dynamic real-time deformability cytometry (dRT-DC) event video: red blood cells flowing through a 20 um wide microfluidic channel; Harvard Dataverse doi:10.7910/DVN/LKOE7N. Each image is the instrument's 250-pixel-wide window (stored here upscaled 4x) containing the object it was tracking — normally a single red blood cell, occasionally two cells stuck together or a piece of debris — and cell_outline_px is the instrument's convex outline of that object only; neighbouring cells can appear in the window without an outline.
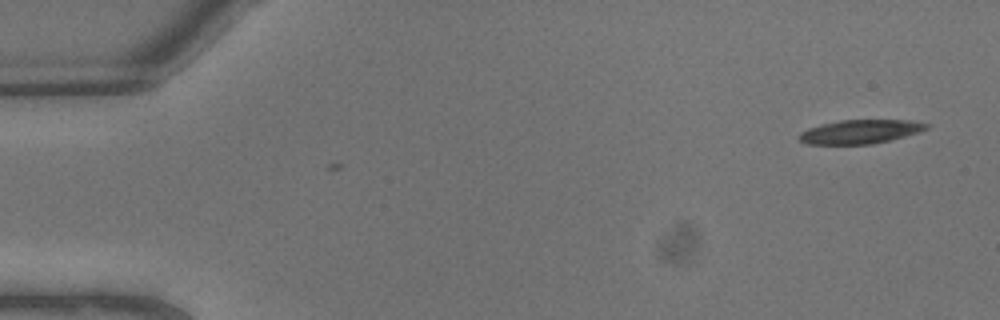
{"species": "common noctule bat (a hibernating species)", "species_latin": "Nyctalus noctula", "temperature_condition": "warm", "stored_images_in_passage": 3, "camera_frame_rate_fps": 3000, "um_per_image_px": 0.085, "animal": {"sex": "male", "body_mass_g": 13.3}, "frame": {"image": 1, "passage_image": 3, "time_ms": 0.667, "image_size_px": [1000, 320], "cell_outline_px": [[932, 124], [928, 128], [920, 132], [872, 144], [808, 144], [800, 140], [796, 136], [800, 132], [808, 128], [820, 124], [840, 120], [912, 120]], "centroid_in_image_um": [73.12, 11.18], "position_along_channel_um": 11.9, "area_um2": 17.8}}